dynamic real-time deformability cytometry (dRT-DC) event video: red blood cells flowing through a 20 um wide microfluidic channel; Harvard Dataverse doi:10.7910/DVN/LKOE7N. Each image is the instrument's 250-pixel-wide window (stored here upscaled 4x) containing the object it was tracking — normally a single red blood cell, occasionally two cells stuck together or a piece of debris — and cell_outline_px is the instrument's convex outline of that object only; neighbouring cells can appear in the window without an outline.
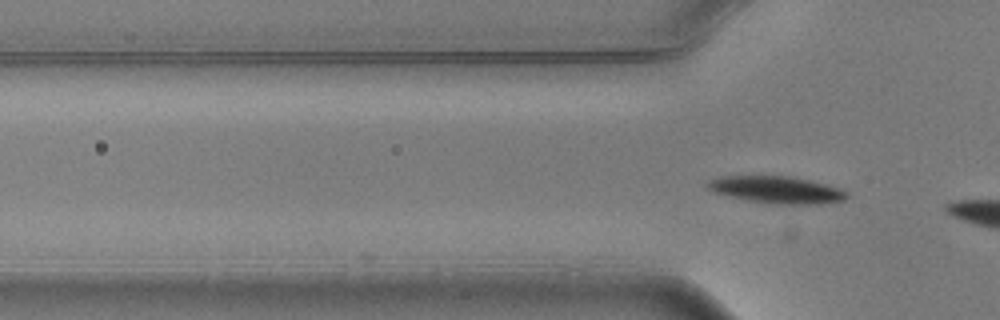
{"species": "common noctule bat (a hibernating species)", "species_latin": "Nyctalus noctula", "temperature_condition": "warm", "stored_images_in_passage": 3, "camera_frame_rate_fps": 3000, "um_per_image_px": 0.085, "animal": {"sex": "male", "body_mass_g": 20.5, "forearm_length_mm": 52.5}, "frame": {"image": 1, "passage_image": 3, "time_ms": 0.667, "image_size_px": [1000, 320], "cell_outline_px": [[848, 196], [844, 200], [820, 204], [772, 204], [748, 200], [712, 192], [704, 184], [712, 180], [724, 176], [792, 176], [840, 188], [848, 192]], "centroid_in_image_um": [66.03, 16.14], "position_along_channel_um": 59.8, "area_um2": 21.85}}